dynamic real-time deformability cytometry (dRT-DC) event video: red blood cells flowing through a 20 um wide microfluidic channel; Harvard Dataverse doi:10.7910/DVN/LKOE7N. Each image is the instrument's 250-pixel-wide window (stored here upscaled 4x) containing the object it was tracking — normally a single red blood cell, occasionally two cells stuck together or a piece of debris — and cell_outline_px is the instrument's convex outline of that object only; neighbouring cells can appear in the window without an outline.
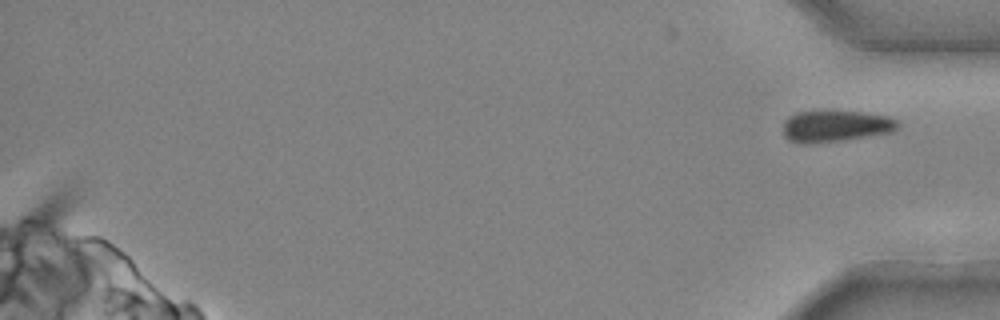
{"species": "common noctule bat (a hibernating species)", "species_latin": "Nyctalus noctula", "temperature_condition": "cold", "stored_images_in_passage": 24, "segment_of_instrument_passage": [2, 2], "camera_frame_rate_fps": 3000, "um_per_image_px": 0.085, "animal": {"sex": "male", "body_mass_g": 20.4}, "frame": {"image": 1, "passage_image": 24, "time_ms": 7.667, "image_size_px": [1000, 320], "cell_outline_px": [[900, 128], [892, 132], [844, 140], [808, 144], [796, 144], [788, 140], [784, 136], [784, 120], [788, 116], [796, 112], [824, 108], [864, 112], [892, 116], [900, 124]], "centroid_in_image_um": [71.01, 10.68], "position_along_channel_um": 364.2, "area_um2": 22.25}}